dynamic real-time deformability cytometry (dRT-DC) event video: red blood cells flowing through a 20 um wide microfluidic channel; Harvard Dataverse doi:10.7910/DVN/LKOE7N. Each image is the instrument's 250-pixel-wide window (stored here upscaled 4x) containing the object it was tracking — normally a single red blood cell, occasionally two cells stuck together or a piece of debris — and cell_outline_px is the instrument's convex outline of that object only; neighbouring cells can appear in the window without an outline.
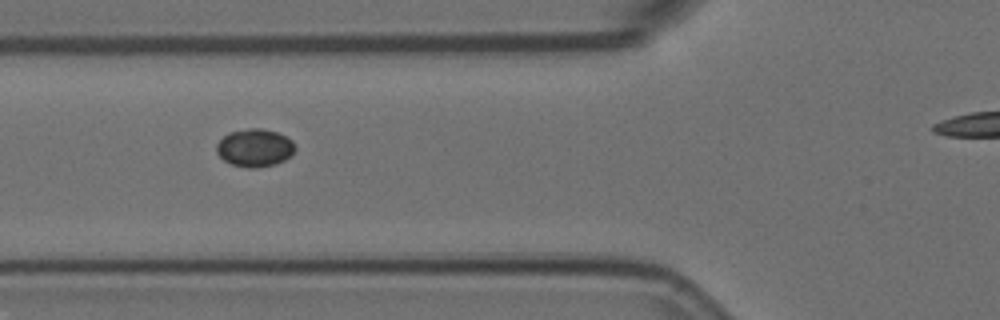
{"species": "Egyptian fruit bat (a non-hibernating species)", "species_latin": "Rousettus aegyptiacus", "temperature_condition": "room temperature", "stored_images_in_passage": 7, "camera_frame_rate_fps": 3000, "um_per_image_px": 0.085, "animal": {"sex": "female"}, "frame": {"image": 1, "passage_image": 7, "time_ms": 2.0, "image_size_px": [1000, 320], "cell_outline_px": [[296, 148], [284, 160], [276, 164], [256, 168], [248, 168], [232, 164], [224, 160], [216, 152], [216, 144], [228, 132], [248, 128], [260, 128], [276, 132], [292, 140]], "centroid_in_image_um": [21.63, 12.56], "position_along_channel_um": 104.2, "area_um2": 17.22}}